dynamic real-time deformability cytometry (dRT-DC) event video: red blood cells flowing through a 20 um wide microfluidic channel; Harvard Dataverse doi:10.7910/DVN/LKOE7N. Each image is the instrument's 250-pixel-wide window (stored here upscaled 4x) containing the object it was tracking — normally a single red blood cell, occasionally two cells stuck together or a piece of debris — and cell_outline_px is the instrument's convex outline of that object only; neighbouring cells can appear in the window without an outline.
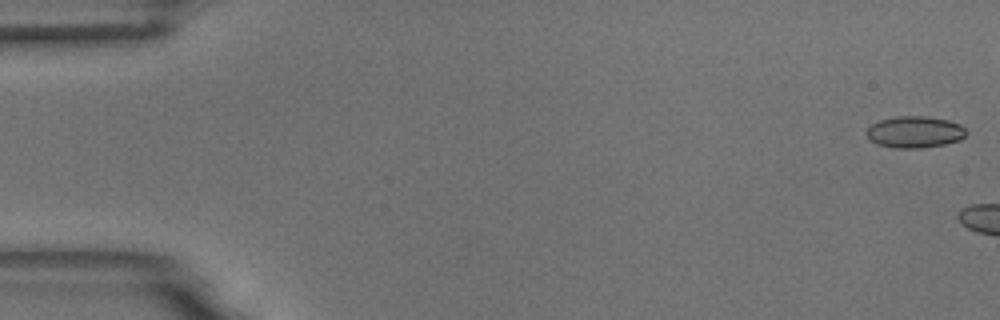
{"species": "common noctule bat (a hibernating species)", "species_latin": "Nyctalus noctula", "temperature_condition": "room temperature", "stored_images_in_passage": 3, "camera_frame_rate_fps": 3000, "um_per_image_px": 0.085, "animal": {"sex": "male", "body_mass_g": 18.8}, "frame": {"image": 1, "passage_image": 1, "time_ms": 0.0, "image_size_px": [1000, 320], "cell_outline_px": [[968, 132], [960, 140], [944, 144], [920, 148], [892, 148], [876, 144], [868, 136], [868, 128], [872, 124], [880, 120], [896, 116], [928, 116], [948, 120], [960, 124]], "centroid_in_image_um": [77.78, 11.22], "position_along_channel_um": 7.2, "area_um2": 18.32}}